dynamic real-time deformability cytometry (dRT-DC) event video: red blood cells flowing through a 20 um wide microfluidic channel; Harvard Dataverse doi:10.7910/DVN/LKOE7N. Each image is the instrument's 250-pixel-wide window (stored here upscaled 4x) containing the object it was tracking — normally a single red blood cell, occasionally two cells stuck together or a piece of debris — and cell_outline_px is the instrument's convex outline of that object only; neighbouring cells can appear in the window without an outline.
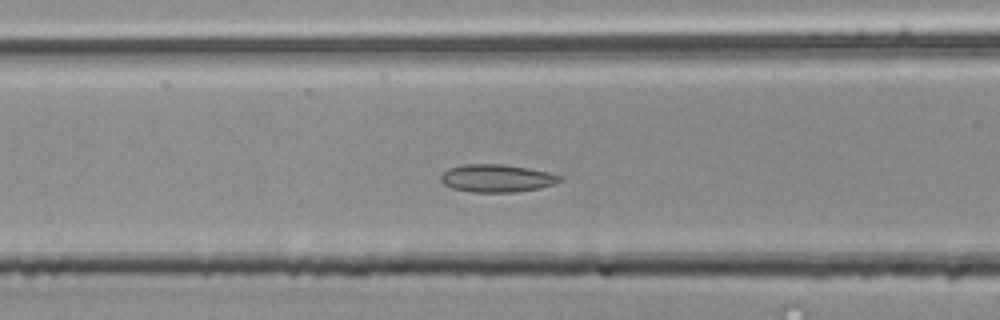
{"species": "common noctule bat (a hibernating species)", "species_latin": "Nyctalus noctula", "temperature_condition": "room temperature", "stored_images_in_passage": 50, "segment_of_instrument_passage": [1, 2], "camera_frame_rate_fps": 3000, "um_per_image_px": 0.085, "animal": {"sex": "male", "body_mass_g": 20.4}, "frame": {"image": 1, "passage_image": 17, "time_ms": 5.333, "image_size_px": [1000, 320], "cell_outline_px": [[564, 180], [540, 188], [516, 192], [472, 192], [452, 188], [444, 184], [440, 180], [440, 176], [448, 168], [464, 164], [500, 164], [528, 168], [548, 172], [564, 176]], "centroid_in_image_um": [42.24, 15.15], "position_along_channel_um": 124.4, "area_um2": 19.31}}
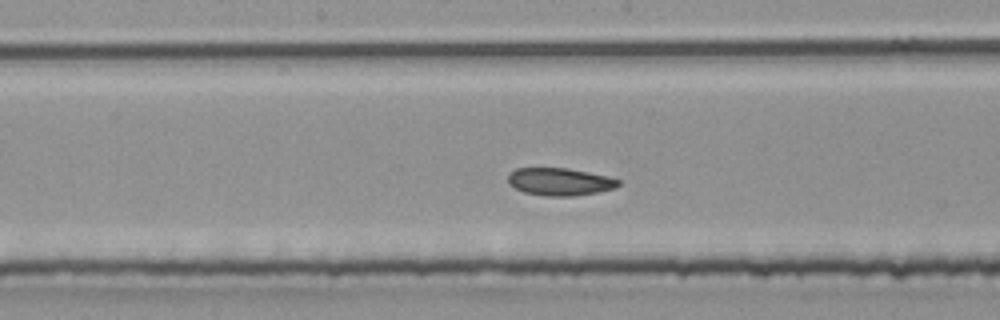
{"frame": {"image": 2, "passage_image": 23, "time_ms": 7.333, "image_size_px": [1000, 320], "cell_outline_px": [[620, 184], [612, 188], [596, 192], [572, 196], [544, 196], [524, 192], [508, 184], [508, 176], [516, 168], [568, 168], [608, 176], [620, 180]], "centroid_in_image_um": [47.56, 15.44], "position_along_channel_um": 200.6, "area_um2": 17.57}}
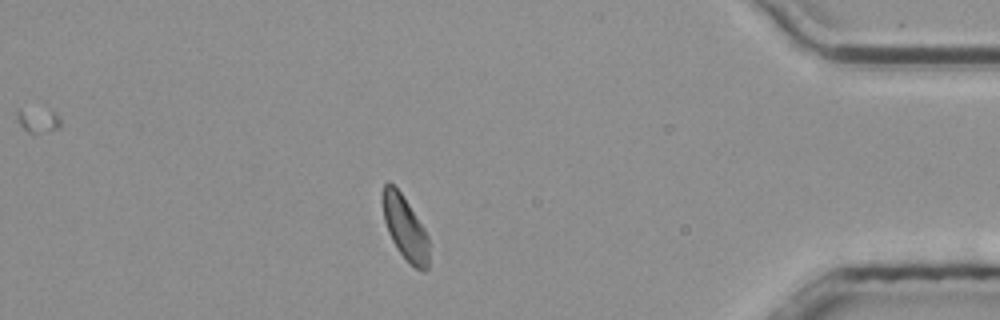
{"frame": {"image": 3, "passage_image": 42, "time_ms": 13.667, "image_size_px": [1000, 320], "cell_outline_px": [[428, 268], [424, 272], [416, 268], [396, 248], [388, 232], [384, 220], [380, 200], [380, 192], [384, 184], [388, 180], [400, 192], [424, 228], [428, 236]], "centroid_in_image_um": [34.38, 19.31], "position_along_channel_um": 400.8, "area_um2": 17.22}}